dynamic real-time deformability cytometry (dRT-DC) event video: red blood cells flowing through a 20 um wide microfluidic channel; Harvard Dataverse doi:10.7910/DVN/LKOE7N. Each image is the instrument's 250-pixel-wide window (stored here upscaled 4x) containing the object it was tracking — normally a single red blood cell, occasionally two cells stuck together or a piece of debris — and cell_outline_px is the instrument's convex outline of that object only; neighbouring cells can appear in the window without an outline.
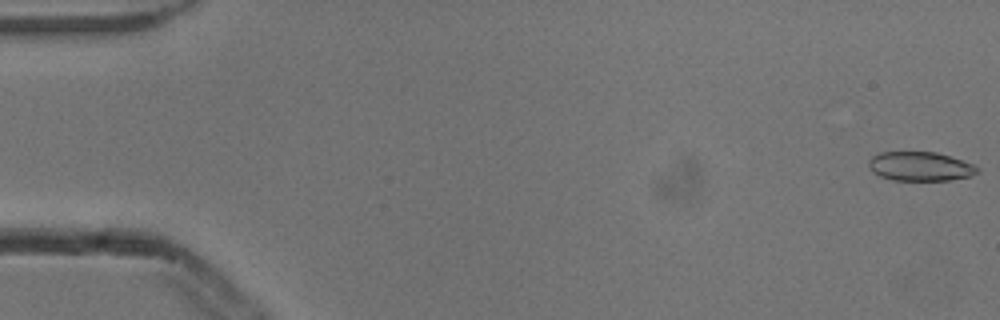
{"species": "common noctule bat (a hibernating species)", "species_latin": "Nyctalus noctula", "temperature_condition": "cold", "stored_images_in_passage": 53, "camera_frame_rate_fps": 3000, "um_per_image_px": 0.085, "animal": {"sex": "male", "body_mass_g": 13.3}, "frame": {"image": 1, "passage_image": 1, "time_ms": 0.0, "image_size_px": [1000, 320], "cell_outline_px": [[980, 172], [968, 176], [948, 180], [892, 180], [880, 176], [872, 172], [868, 164], [868, 160], [872, 156], [880, 152], [936, 152], [972, 164], [980, 168]], "centroid_in_image_um": [78.18, 14.14], "position_along_channel_um": 6.8, "area_um2": 18.32}}
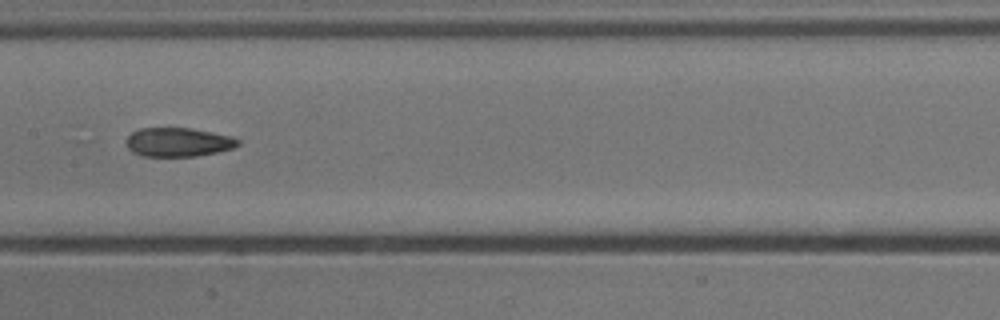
{"frame": {"image": 2, "passage_image": 27, "time_ms": 8.667, "image_size_px": [1000, 320], "cell_outline_px": [[240, 144], [232, 148], [216, 152], [196, 156], [144, 156], [132, 152], [128, 148], [128, 136], [132, 132], [140, 128], [188, 128], [232, 136], [240, 140]], "centroid_in_image_um": [15.16, 12.08], "position_along_channel_um": 192.2, "area_um2": 18.61}}
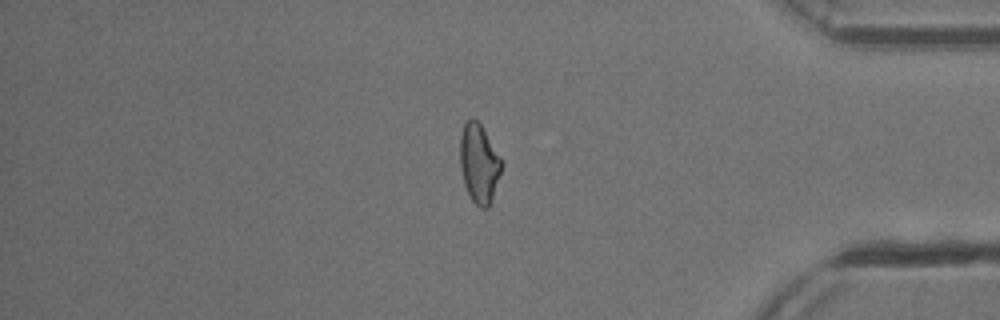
{"frame": {"image": 3, "passage_image": 45, "time_ms": 14.667, "image_size_px": [1000, 320], "cell_outline_px": [[500, 172], [492, 200], [488, 208], [480, 208], [472, 200], [464, 184], [460, 168], [460, 136], [464, 124], [472, 116], [480, 124], [500, 160]], "centroid_in_image_um": [40.67, 13.92], "position_along_channel_um": 394.5, "area_um2": 18.5}, "authors_computed_cell_mechanics": {"area_um2": 19.3052, "velocity_mm_per_s": 3.8722, "shape_relaxation_time_tau1_ms": null, "shape_relaxation_time_tau2_ms": 1.6159, "deformation_change_tau1": null, "deformation_change_tau2": 0.0877}}